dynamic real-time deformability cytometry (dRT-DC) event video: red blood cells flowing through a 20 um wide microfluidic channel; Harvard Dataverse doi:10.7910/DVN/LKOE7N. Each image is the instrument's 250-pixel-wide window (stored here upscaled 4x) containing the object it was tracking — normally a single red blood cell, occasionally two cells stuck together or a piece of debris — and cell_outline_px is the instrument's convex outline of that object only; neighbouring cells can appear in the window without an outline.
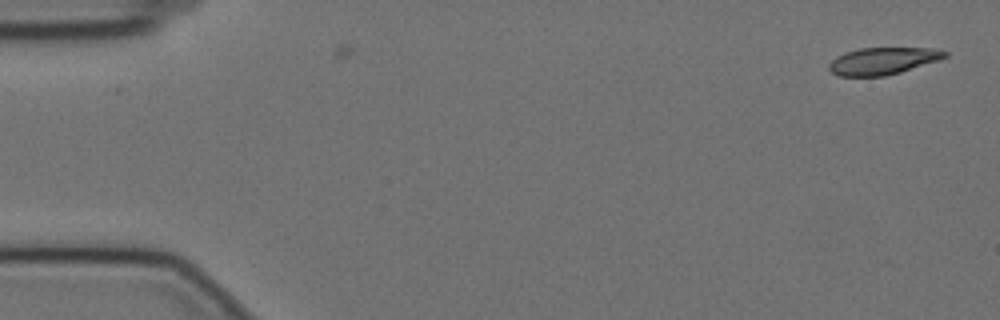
{"species": "Egyptian fruit bat (a non-hibernating species)", "species_latin": "Rousettus aegyptiacus", "temperature_condition": "cold", "stored_images_in_passage": 2, "camera_frame_rate_fps": 3000, "um_per_image_px": 0.085, "animal": {"sex": "female"}, "frame": {"image": 1, "passage_image": 1, "time_ms": 0.0, "image_size_px": [1000, 320], "cell_outline_px": [[948, 56], [940, 60], [900, 72], [884, 76], [836, 76], [828, 68], [828, 64], [836, 56], [860, 48], [936, 48], [948, 52]], "centroid_in_image_um": [75.06, 5.18], "position_along_channel_um": 9.9, "area_um2": 18.32}}